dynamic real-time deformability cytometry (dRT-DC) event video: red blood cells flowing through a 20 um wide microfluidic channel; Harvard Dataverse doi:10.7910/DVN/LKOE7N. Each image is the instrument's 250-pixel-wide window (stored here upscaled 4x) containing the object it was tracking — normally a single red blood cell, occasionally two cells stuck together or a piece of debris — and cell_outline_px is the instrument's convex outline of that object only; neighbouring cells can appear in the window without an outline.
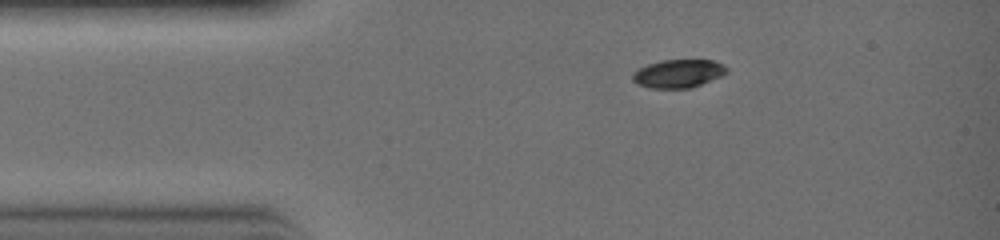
{"species": "common noctule bat (a hibernating species)", "species_latin": "Nyctalus noctula", "temperature_condition": "warm", "stored_images_in_passage": 4, "camera_frame_rate_fps": 3000, "um_per_image_px": 0.085, "animal": {"sex": "female", "body_mass_g": 19.0, "forearm_length_mm": 51.5}, "frame": {"image": 1, "passage_image": 1, "time_ms": 0.0, "image_size_px": [1000, 240], "cell_outline_px": [[728, 72], [720, 76], [692, 88], [648, 88], [632, 80], [632, 72], [648, 64], [660, 60], [712, 60], [728, 68]], "centroid_in_image_um": [57.63, 6.25], "position_along_channel_um": 27.4, "area_um2": 15.37}}
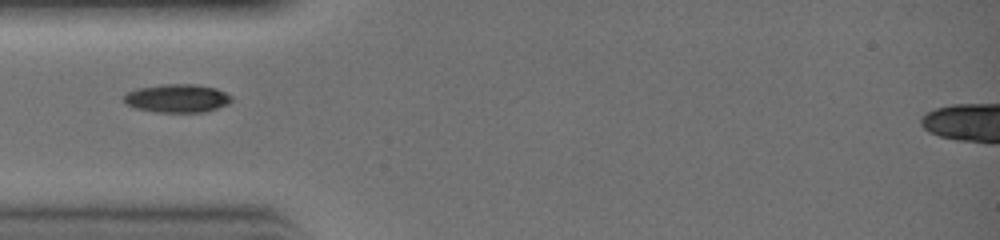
{"frame": {"image": 2, "passage_image": 4, "time_ms": 1.0, "image_size_px": [1000, 240], "cell_outline_px": [[232, 100], [228, 104], [204, 112], [156, 112], [136, 108], [128, 104], [124, 100], [124, 96], [128, 92], [136, 88], [160, 84], [196, 84], [216, 88], [232, 96]], "centroid_in_image_um": [15.07, 8.34], "position_along_channel_um": 69.9, "area_um2": 17.74}}